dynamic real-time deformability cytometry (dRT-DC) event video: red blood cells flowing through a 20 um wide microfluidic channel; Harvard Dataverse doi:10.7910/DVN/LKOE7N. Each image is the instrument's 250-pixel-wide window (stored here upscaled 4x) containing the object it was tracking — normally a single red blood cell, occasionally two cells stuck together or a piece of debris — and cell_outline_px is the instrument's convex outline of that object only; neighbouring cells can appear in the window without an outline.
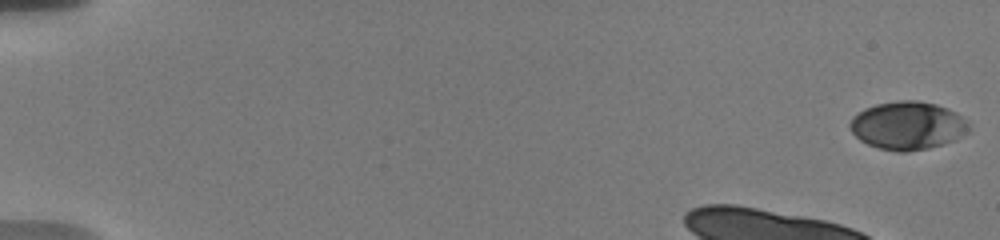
{"species": "human", "species_latin": "Homo sapiens", "temperature_condition": "warm", "stored_images_in_passage": 16, "camera_frame_rate_fps": 3000, "um_per_image_px": 0.085, "donor": {"sex": "male"}, "frame": {"image": 1, "passage_image": 1, "time_ms": 0.0, "image_size_px": [1000, 240], "cell_outline_px": [[972, 132], [956, 140], [928, 148], [908, 152], [896, 152], [876, 148], [860, 140], [852, 132], [848, 124], [852, 116], [864, 108], [876, 104], [900, 100], [916, 100], [936, 104], [948, 108], [956, 112], [968, 120]], "centroid_in_image_um": [77.19, 10.68], "position_along_channel_um": 7.8, "area_um2": 33.99}}